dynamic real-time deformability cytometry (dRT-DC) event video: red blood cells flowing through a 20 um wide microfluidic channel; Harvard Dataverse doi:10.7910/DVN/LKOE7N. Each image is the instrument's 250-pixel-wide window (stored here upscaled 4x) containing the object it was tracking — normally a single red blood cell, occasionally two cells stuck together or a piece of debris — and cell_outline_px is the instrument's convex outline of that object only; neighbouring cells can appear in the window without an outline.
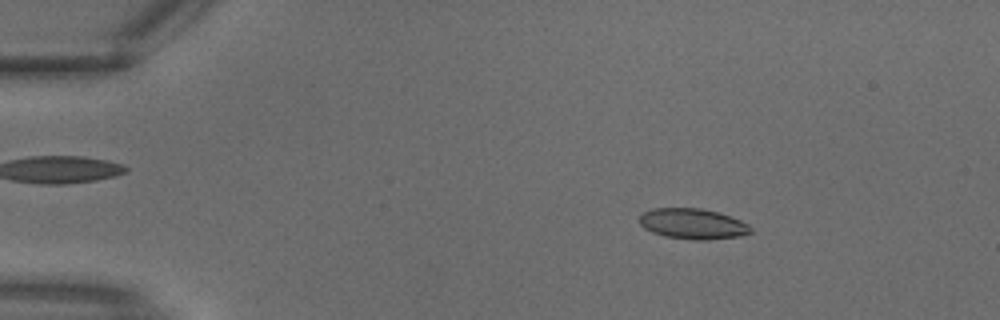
{"species": "common noctule bat (a hibernating species)", "species_latin": "Nyctalus noctula", "temperature_condition": "warm", "stored_images_in_passage": 30, "camera_frame_rate_fps": 3000, "um_per_image_px": 0.085, "animal": {"sex": "male", "body_mass_g": 18.8}, "frame": {"image": 1, "passage_image": 5, "time_ms": 1.333, "image_size_px": [1000, 320], "cell_outline_px": [[752, 232], [740, 236], [708, 240], [696, 240], [664, 236], [652, 232], [644, 228], [640, 224], [640, 216], [644, 212], [652, 208], [700, 208], [716, 212], [740, 220], [748, 224], [752, 228]], "centroid_in_image_um": [58.88, 19.03], "position_along_channel_um": 26.1, "area_um2": 19.71}}
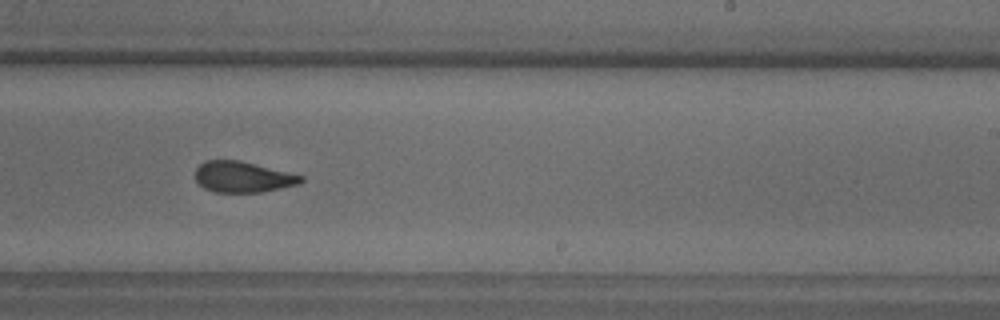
{"frame": {"image": 2, "passage_image": 19, "time_ms": 6.0, "image_size_px": [1000, 320], "cell_outline_px": [[304, 180], [300, 184], [260, 192], [216, 192], [204, 188], [196, 180], [196, 168], [204, 160], [240, 160], [304, 176]], "centroid_in_image_um": [20.64, 15.03], "position_along_channel_um": 268.4, "area_um2": 18.96}}
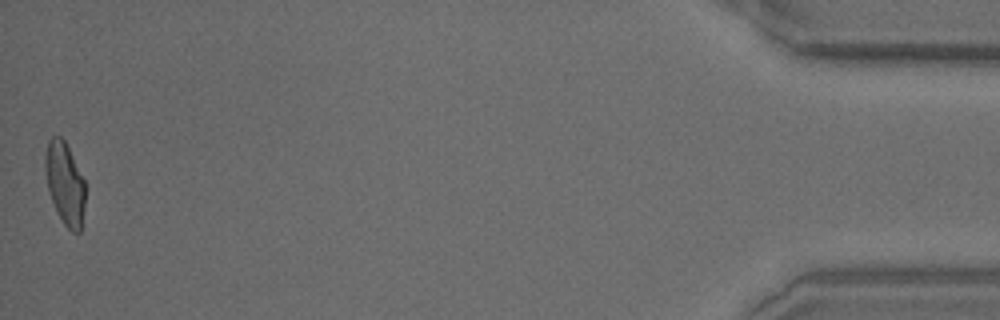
{"frame": {"image": 3, "passage_image": 30, "time_ms": 9.667, "image_size_px": [1000, 320], "cell_outline_px": [[84, 204], [80, 232], [72, 232], [64, 224], [56, 212], [48, 188], [44, 172], [44, 156], [48, 140], [52, 136], [60, 136], [64, 140], [84, 180]], "centroid_in_image_um": [5.48, 15.57], "position_along_channel_um": 429.7, "area_um2": 19.02}}